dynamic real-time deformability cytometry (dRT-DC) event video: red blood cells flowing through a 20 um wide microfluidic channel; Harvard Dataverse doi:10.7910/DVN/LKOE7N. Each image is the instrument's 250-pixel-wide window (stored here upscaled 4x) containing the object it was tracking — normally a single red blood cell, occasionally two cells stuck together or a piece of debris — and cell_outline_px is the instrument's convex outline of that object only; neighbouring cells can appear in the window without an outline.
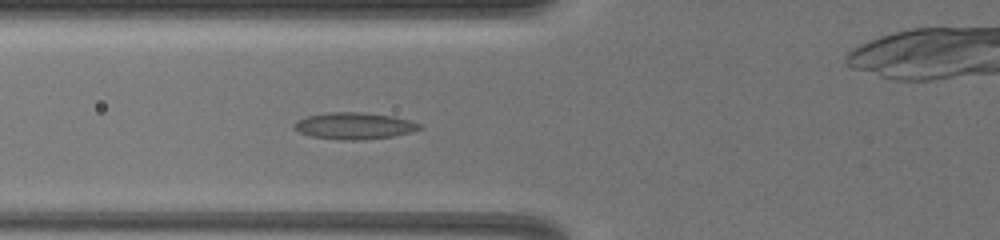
{"species": "common noctule bat (a hibernating species)", "species_latin": "Nyctalus noctula", "temperature_condition": "warm", "stored_images_in_passage": 39, "camera_frame_rate_fps": 3000, "um_per_image_px": 0.085, "animal": {"sex": "female", "body_mass_g": 19.5, "forearm_length_mm": 54.1}, "frame": {"image": 1, "passage_image": 11, "time_ms": 6.333, "image_size_px": [1000, 240], "cell_outline_px": [[424, 128], [412, 132], [392, 136], [360, 140], [336, 140], [312, 136], [300, 132], [292, 128], [292, 124], [296, 120], [308, 116], [328, 112], [364, 112], [392, 116], [408, 120], [420, 124]], "centroid_in_image_um": [30.08, 10.7], "position_along_channel_um": 95.7, "area_um2": 19.59}}
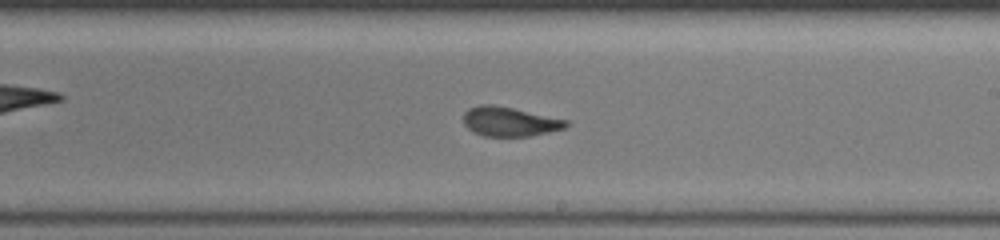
{"frame": {"image": 2, "passage_image": 17, "time_ms": 10.0, "image_size_px": [1000, 240], "cell_outline_px": [[568, 124], [564, 128], [548, 132], [528, 136], [484, 136], [472, 132], [464, 124], [464, 112], [468, 108], [480, 104], [496, 104], [568, 120]], "centroid_in_image_um": [43.28, 10.32], "position_along_channel_um": 245.7, "area_um2": 17.63}}
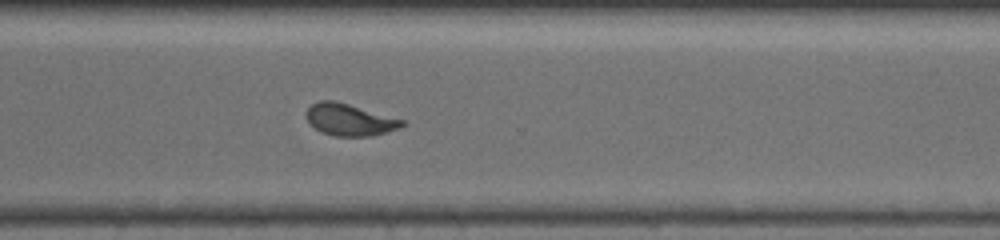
{"frame": {"image": 3, "passage_image": 21, "time_ms": 12.333, "image_size_px": [1000, 240], "cell_outline_px": [[408, 124], [400, 128], [372, 136], [332, 136], [320, 132], [308, 120], [308, 108], [312, 104], [320, 100], [336, 100], [408, 120]], "centroid_in_image_um": [29.82, 10.17], "position_along_channel_um": 340.8, "area_um2": 18.09}, "authors_computed_cell_mechanics": {"area_um2": 18.2648, "velocity_mm_per_s": 4.0857, "shape_relaxation_time_tau1_ms": null, "shape_relaxation_time_tau2_ms": 1.1307, "deformation_change_tau1": null, "deformation_change_tau2": 0.0766}}